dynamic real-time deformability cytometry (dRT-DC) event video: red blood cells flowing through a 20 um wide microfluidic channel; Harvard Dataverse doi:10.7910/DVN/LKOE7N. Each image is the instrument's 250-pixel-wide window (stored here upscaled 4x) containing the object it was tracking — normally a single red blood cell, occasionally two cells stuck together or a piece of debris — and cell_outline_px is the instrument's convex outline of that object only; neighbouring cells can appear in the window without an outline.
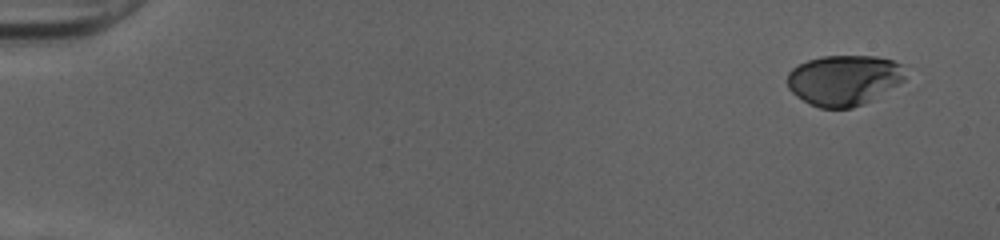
{"species": "human", "species_latin": "Homo sapiens", "temperature_condition": "cold", "stored_images_in_passage": 50, "camera_frame_rate_fps": 3000, "um_per_image_px": 0.085, "donor": {"sex": "female"}, "frame": {"image": 1, "passage_image": 1, "time_ms": 0.0, "image_size_px": [1000, 240], "cell_outline_px": [[904, 80], [864, 104], [852, 108], [820, 108], [796, 96], [788, 88], [788, 72], [792, 68], [808, 60], [820, 56], [876, 56], [892, 60], [900, 64], [904, 76]], "centroid_in_image_um": [71.7, 6.8], "position_along_channel_um": 13.3, "area_um2": 34.33}}
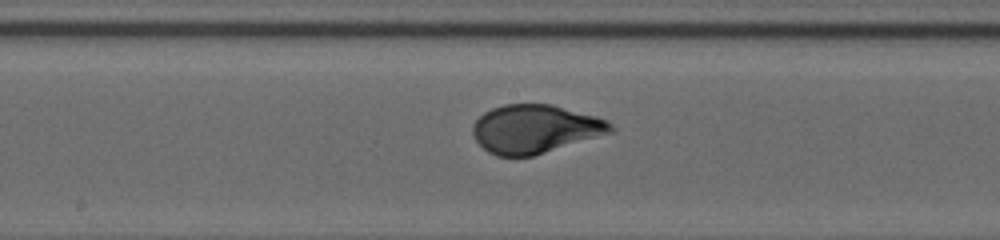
{"frame": {"image": 2, "passage_image": 27, "time_ms": 8.667, "image_size_px": [1000, 240], "cell_outline_px": [[616, 132], [532, 156], [496, 156], [488, 152], [472, 136], [472, 124], [484, 112], [492, 108], [504, 104], [552, 104], [596, 116], [608, 120], [616, 128]], "centroid_in_image_um": [45.52, 10.96], "position_along_channel_um": 202.7, "area_um2": 39.3}}
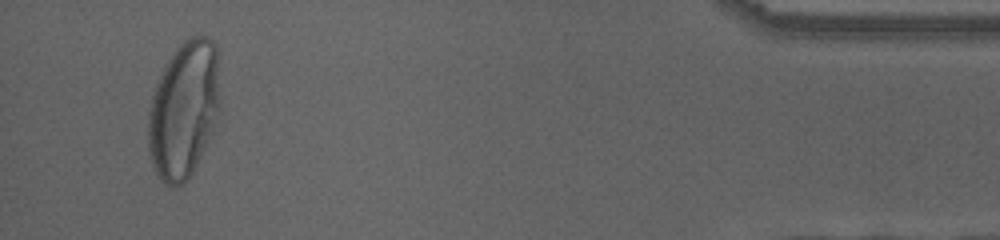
{"frame": {"image": 3, "passage_image": 48, "time_ms": 15.667, "image_size_px": [1000, 240], "cell_outline_px": [[220, 104], [212, 132], [196, 168], [180, 184], [172, 188], [164, 184], [160, 180], [152, 168], [148, 152], [148, 112], [152, 92], [164, 64], [176, 48], [184, 40], [192, 36], [204, 36], [212, 40], [216, 44]], "centroid_in_image_um": [15.59, 9.34], "position_along_channel_um": 419.6, "area_um2": 57.97}, "authors_computed_cell_mechanics": {"area_um2": 38.0035, "velocity_mm_per_s": 4.0125, "shape_relaxation_time_tau1_ms": 4.3617, "shape_relaxation_time_tau2_ms": null, "deformation_change_tau1": 0.2208, "deformation_change_tau2": null}}